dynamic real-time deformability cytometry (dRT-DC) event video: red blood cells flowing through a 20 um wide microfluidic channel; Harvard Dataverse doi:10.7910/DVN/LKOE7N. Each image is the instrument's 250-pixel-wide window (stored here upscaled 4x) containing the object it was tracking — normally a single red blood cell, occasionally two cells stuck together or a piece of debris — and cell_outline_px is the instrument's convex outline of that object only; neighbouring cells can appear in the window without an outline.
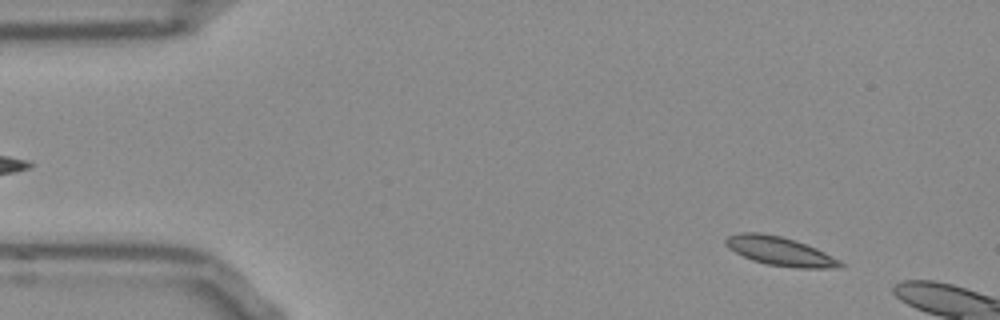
{"species": "Egyptian fruit bat (a non-hibernating species)", "species_latin": "Rousettus aegyptiacus", "temperature_condition": "room temperature", "stored_images_in_passage": 11, "camera_frame_rate_fps": 3000, "um_per_image_px": 0.085, "frame": {"image": 1, "passage_image": 5, "time_ms": 1.333, "image_size_px": [1000, 320], "cell_outline_px": [[844, 264], [840, 268], [796, 268], [764, 264], [752, 260], [728, 248], [724, 244], [724, 240], [728, 236], [740, 232], [760, 232], [780, 236], [816, 248], [840, 260]], "centroid_in_image_um": [66.27, 21.36], "position_along_channel_um": 18.7, "area_um2": 19.19}}